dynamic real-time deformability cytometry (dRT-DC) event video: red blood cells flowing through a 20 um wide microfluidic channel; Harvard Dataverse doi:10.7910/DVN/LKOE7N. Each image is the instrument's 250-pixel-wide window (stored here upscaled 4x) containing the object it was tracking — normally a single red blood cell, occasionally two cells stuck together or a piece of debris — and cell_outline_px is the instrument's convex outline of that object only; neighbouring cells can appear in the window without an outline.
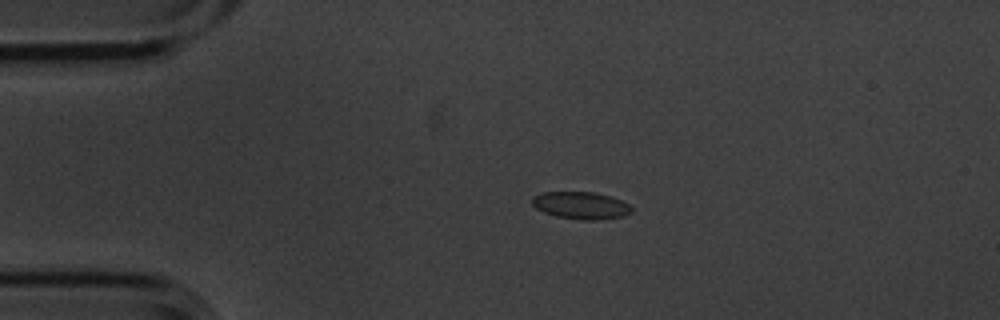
{"species": "common noctule bat (a hibernating species)", "species_latin": "Nyctalus noctula", "temperature_condition": "cold", "stored_images_in_passage": 2, "camera_frame_rate_fps": 3000, "um_per_image_px": 0.085, "animal": {"sex": "male", "body_mass_g": 20.1, "forearm_length_mm": 53.5}, "frame": {"image": 1, "passage_image": 1, "time_ms": 0.0, "image_size_px": [1000, 320], "cell_outline_px": [[632, 212], [624, 216], [596, 220], [580, 220], [556, 216], [544, 212], [536, 208], [532, 204], [532, 196], [544, 192], [592, 192], [608, 196], [620, 200], [628, 204], [632, 208]], "centroid_in_image_um": [49.36, 17.47], "position_along_channel_um": 35.6, "area_um2": 15.72}}